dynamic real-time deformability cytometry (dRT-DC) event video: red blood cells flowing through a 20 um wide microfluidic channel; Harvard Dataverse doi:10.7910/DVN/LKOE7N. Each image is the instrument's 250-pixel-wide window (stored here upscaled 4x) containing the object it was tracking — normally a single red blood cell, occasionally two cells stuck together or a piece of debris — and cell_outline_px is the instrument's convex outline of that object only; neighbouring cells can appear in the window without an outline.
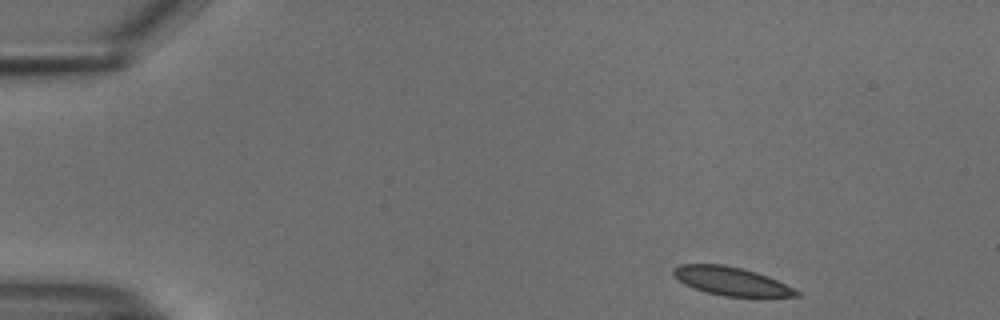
{"species": "common noctule bat (a hibernating species)", "species_latin": "Nyctalus noctula", "temperature_condition": "cold", "stored_images_in_passage": 6, "camera_frame_rate_fps": 3000, "um_per_image_px": 0.085, "animal": {"sex": "male", "body_mass_g": 18.8}, "frame": {"image": 1, "passage_image": 1, "time_ms": 0.0, "image_size_px": [1000, 320], "cell_outline_px": [[804, 296], [724, 296], [704, 292], [692, 288], [684, 284], [672, 272], [672, 268], [680, 264], [724, 264], [756, 272], [768, 276], [800, 292]], "centroid_in_image_um": [62.12, 23.89], "position_along_channel_um": 22.9, "area_um2": 20.17}}